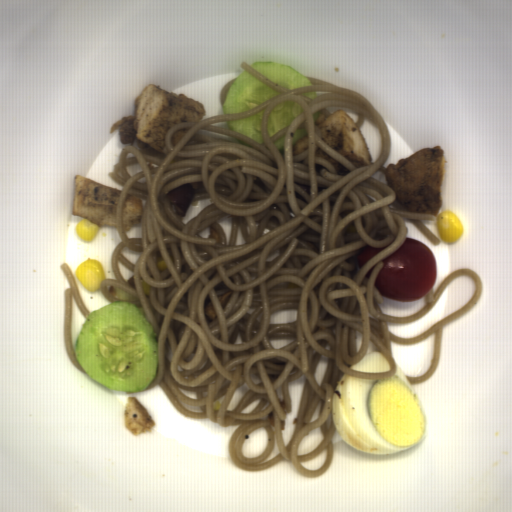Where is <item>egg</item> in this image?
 <instances>
[{
    "label": "egg",
    "instance_id": "obj_1",
    "mask_svg": "<svg viewBox=\"0 0 512 512\" xmlns=\"http://www.w3.org/2000/svg\"><path fill=\"white\" fill-rule=\"evenodd\" d=\"M390 378H358L343 373L332 403L333 425L353 448L388 455L424 441L428 424L424 405L408 375L395 362Z\"/></svg>",
    "mask_w": 512,
    "mask_h": 512
},
{
    "label": "egg",
    "instance_id": "obj_2",
    "mask_svg": "<svg viewBox=\"0 0 512 512\" xmlns=\"http://www.w3.org/2000/svg\"><path fill=\"white\" fill-rule=\"evenodd\" d=\"M349 368L360 372L371 373L391 371V366L385 355L377 350H370L360 361L351 365Z\"/></svg>",
    "mask_w": 512,
    "mask_h": 512
}]
</instances>
